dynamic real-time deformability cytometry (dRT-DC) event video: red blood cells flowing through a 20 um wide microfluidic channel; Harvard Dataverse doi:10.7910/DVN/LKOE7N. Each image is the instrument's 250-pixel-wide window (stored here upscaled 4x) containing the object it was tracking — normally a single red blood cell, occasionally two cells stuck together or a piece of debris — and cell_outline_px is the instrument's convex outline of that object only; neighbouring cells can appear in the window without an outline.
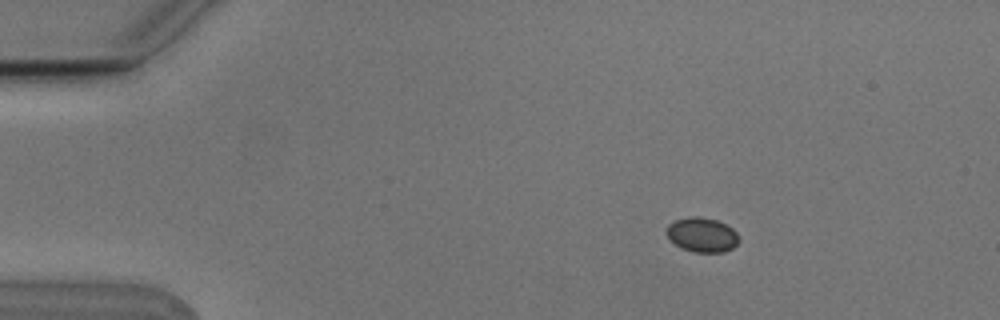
{"species": "Egyptian fruit bat (a non-hibernating species)", "species_latin": "Rousettus aegyptiacus", "temperature_condition": "cold", "stored_images_in_passage": 7, "camera_frame_rate_fps": 3000, "um_per_image_px": 0.085, "animal": {"sex": "male"}, "frame": {"image": 1, "passage_image": 2, "time_ms": 0.333, "image_size_px": [1000, 320], "cell_outline_px": [[740, 240], [732, 248], [724, 252], [692, 252], [680, 248], [668, 236], [668, 224], [676, 220], [692, 216], [696, 216], [716, 220], [732, 228], [736, 232]], "centroid_in_image_um": [59.7, 19.97], "position_along_channel_um": 25.3, "area_um2": 14.33}}
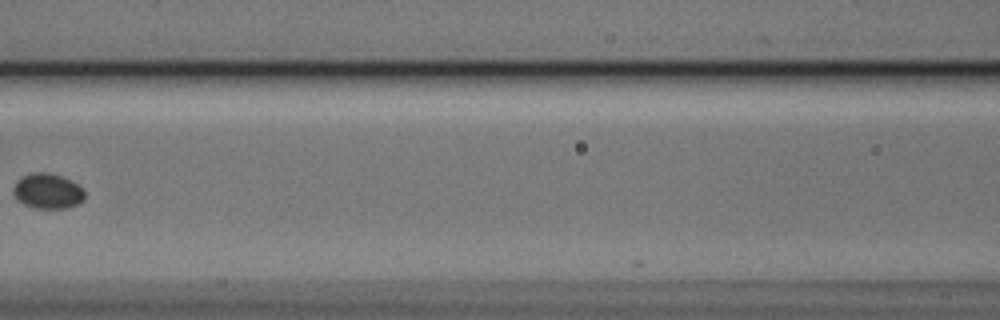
{"frame": {"image": 2, "passage_image": 6, "time_ms": 1.667, "image_size_px": [1000, 320], "cell_outline_px": [[84, 200], [80, 204], [68, 208], [32, 208], [16, 200], [12, 192], [12, 188], [16, 180], [20, 176], [32, 172], [48, 172], [72, 180], [84, 188]], "centroid_in_image_um": [4.03, 16.24], "position_along_channel_um": 162.6, "area_um2": 15.14}}
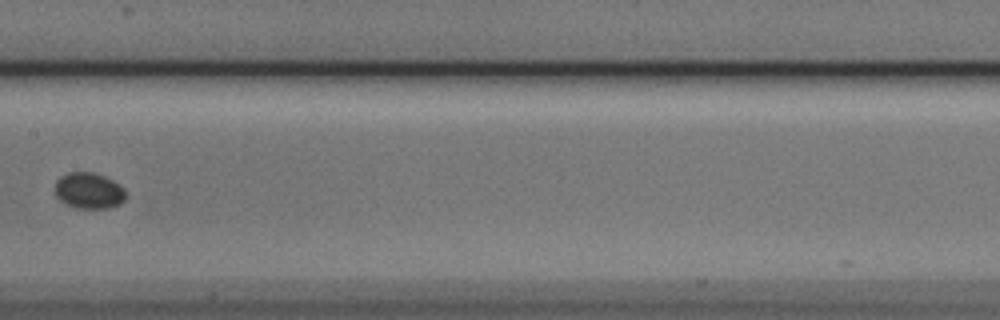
{"frame": {"image": 3, "passage_image": 7, "time_ms": 2.0, "image_size_px": [1000, 320], "cell_outline_px": [[124, 200], [120, 204], [108, 208], [72, 208], [64, 204], [56, 196], [56, 180], [60, 176], [68, 172], [92, 172], [104, 176], [112, 180], [124, 188]], "centroid_in_image_um": [7.52, 16.21], "position_along_channel_um": 199.9, "area_um2": 14.91}}